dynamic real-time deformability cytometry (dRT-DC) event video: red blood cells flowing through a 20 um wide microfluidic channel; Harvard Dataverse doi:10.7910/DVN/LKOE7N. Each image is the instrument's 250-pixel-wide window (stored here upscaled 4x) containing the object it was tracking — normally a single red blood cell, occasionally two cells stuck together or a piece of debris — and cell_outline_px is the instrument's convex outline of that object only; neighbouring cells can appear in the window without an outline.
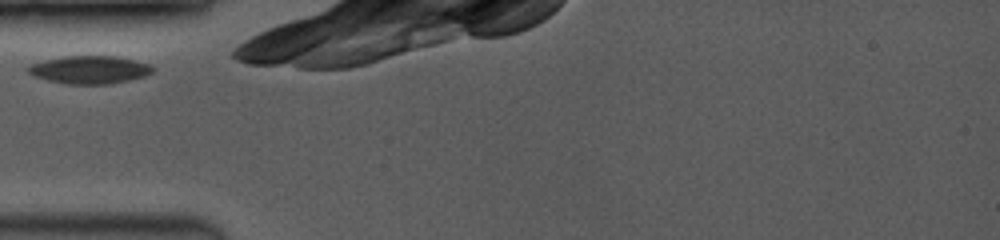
{"species": "common noctule bat (a hibernating species)", "species_latin": "Nyctalus noctula", "temperature_condition": "room temperature", "stored_images_in_passage": 17, "camera_frame_rate_fps": 3500, "um_per_image_px": 0.085, "animal": {"sex": "female", "body_mass_g": 19.0, "forearm_length_mm": 53.3}, "frame": {"image": 1, "passage_image": 1, "time_ms": 0.0, "image_size_px": [1000, 240], "cell_outline_px": [[156, 68], [152, 72], [144, 76], [128, 80], [108, 84], [64, 84], [32, 76], [24, 68], [28, 64], [44, 60], [64, 56], [116, 56], [136, 60], [152, 64]], "centroid_in_image_um": [7.59, 5.92], "position_along_channel_um": 77.4, "area_um2": 20.58}}
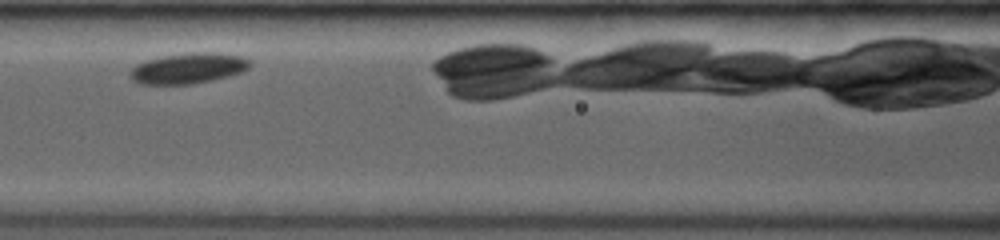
{"frame": {"image": 2, "passage_image": 6, "time_ms": 2.0, "image_size_px": [1000, 240], "cell_outline_px": [[248, 68], [240, 72], [228, 76], [212, 80], [192, 84], [140, 84], [132, 80], [128, 76], [128, 72], [136, 64], [160, 56], [192, 52], [216, 52], [244, 56], [248, 60]], "centroid_in_image_um": [15.95, 5.8], "position_along_channel_um": 150.7, "area_um2": 21.44}}